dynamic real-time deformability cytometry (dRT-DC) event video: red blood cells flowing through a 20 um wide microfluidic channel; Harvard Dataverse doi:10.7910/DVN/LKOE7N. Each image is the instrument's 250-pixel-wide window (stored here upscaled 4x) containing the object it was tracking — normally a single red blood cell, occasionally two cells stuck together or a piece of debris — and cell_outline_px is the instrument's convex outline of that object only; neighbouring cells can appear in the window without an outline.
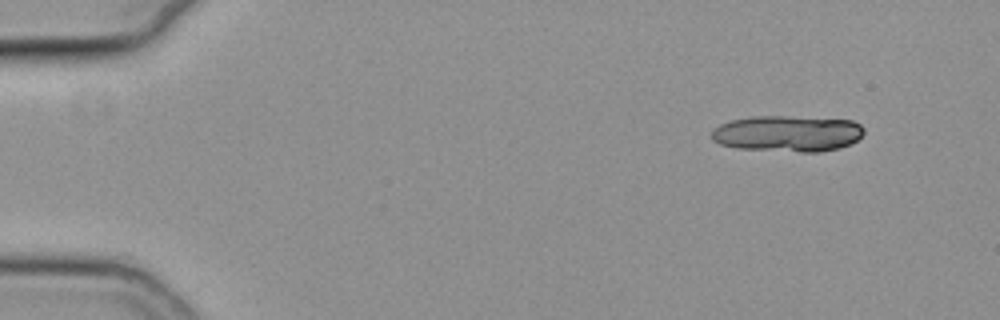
{"species": "common noctule bat (a hibernating species)", "species_latin": "Nyctalus noctula", "temperature_condition": "cold", "stored_images_in_passage": 13, "camera_frame_rate_fps": 3000, "um_per_image_px": 0.085, "animal": {"sex": "female", "body_mass_g": 19.3, "forearm_length_mm": 54.1}, "frame": {"image": 1, "passage_image": 1, "time_ms": 0.0, "image_size_px": [1000, 320], "cell_outline_px": [[864, 132], [856, 140], [840, 148], [820, 152], [800, 152], [740, 148], [720, 144], [712, 140], [712, 128], [720, 124], [732, 120], [752, 116], [784, 116], [852, 120], [860, 124], [864, 128]], "centroid_in_image_um": [66.94, 11.35], "position_along_channel_um": 18.1, "area_um2": 32.08}}